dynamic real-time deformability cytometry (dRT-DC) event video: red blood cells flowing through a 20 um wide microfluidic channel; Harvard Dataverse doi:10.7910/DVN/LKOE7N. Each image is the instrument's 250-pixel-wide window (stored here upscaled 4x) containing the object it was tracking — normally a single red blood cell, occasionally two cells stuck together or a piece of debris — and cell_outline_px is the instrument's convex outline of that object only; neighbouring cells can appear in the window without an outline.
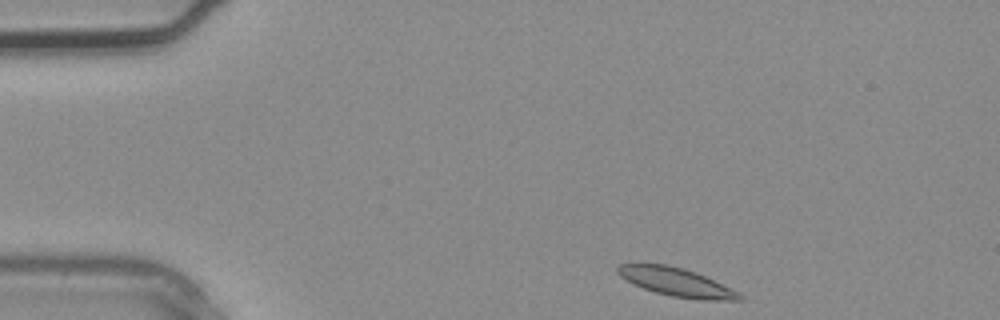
{"species": "common noctule bat (a hibernating species)", "species_latin": "Nyctalus noctula", "temperature_condition": "warm", "stored_images_in_passage": 4, "segment_of_instrument_passage": [2, 2], "camera_frame_rate_fps": 3000, "um_per_image_px": 0.085, "animal": {"sex": "male", "body_mass_g": 20.4}, "frame": {"image": 1, "passage_image": 4, "time_ms": 1.0, "image_size_px": [1000, 320], "cell_outline_px": [[744, 300], [700, 300], [672, 296], [656, 292], [644, 288], [620, 276], [616, 272], [616, 268], [620, 264], [664, 264], [684, 268], [696, 272], [740, 292], [744, 296]], "centroid_in_image_um": [57.56, 23.98], "position_along_channel_um": 27.4, "area_um2": 20.0}}